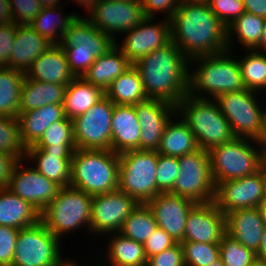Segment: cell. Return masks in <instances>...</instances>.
<instances>
[{
  "instance_id": "obj_6",
  "label": "cell",
  "mask_w": 266,
  "mask_h": 266,
  "mask_svg": "<svg viewBox=\"0 0 266 266\" xmlns=\"http://www.w3.org/2000/svg\"><path fill=\"white\" fill-rule=\"evenodd\" d=\"M176 113L187 123L201 149L209 151L235 138L230 123L213 99L187 94L176 106Z\"/></svg>"
},
{
  "instance_id": "obj_49",
  "label": "cell",
  "mask_w": 266,
  "mask_h": 266,
  "mask_svg": "<svg viewBox=\"0 0 266 266\" xmlns=\"http://www.w3.org/2000/svg\"><path fill=\"white\" fill-rule=\"evenodd\" d=\"M147 266H185L181 243L149 257Z\"/></svg>"
},
{
  "instance_id": "obj_42",
  "label": "cell",
  "mask_w": 266,
  "mask_h": 266,
  "mask_svg": "<svg viewBox=\"0 0 266 266\" xmlns=\"http://www.w3.org/2000/svg\"><path fill=\"white\" fill-rule=\"evenodd\" d=\"M185 266H209L220 258L219 243L181 242Z\"/></svg>"
},
{
  "instance_id": "obj_63",
  "label": "cell",
  "mask_w": 266,
  "mask_h": 266,
  "mask_svg": "<svg viewBox=\"0 0 266 266\" xmlns=\"http://www.w3.org/2000/svg\"><path fill=\"white\" fill-rule=\"evenodd\" d=\"M66 266H78V265H77V262L76 261L71 260Z\"/></svg>"
},
{
  "instance_id": "obj_23",
  "label": "cell",
  "mask_w": 266,
  "mask_h": 266,
  "mask_svg": "<svg viewBox=\"0 0 266 266\" xmlns=\"http://www.w3.org/2000/svg\"><path fill=\"white\" fill-rule=\"evenodd\" d=\"M111 150L121 154L140 150L139 120L133 105L114 104L111 122Z\"/></svg>"
},
{
  "instance_id": "obj_20",
  "label": "cell",
  "mask_w": 266,
  "mask_h": 266,
  "mask_svg": "<svg viewBox=\"0 0 266 266\" xmlns=\"http://www.w3.org/2000/svg\"><path fill=\"white\" fill-rule=\"evenodd\" d=\"M147 204L158 227L165 230L177 243L183 242L186 218L196 203L183 196L159 193Z\"/></svg>"
},
{
  "instance_id": "obj_43",
  "label": "cell",
  "mask_w": 266,
  "mask_h": 266,
  "mask_svg": "<svg viewBox=\"0 0 266 266\" xmlns=\"http://www.w3.org/2000/svg\"><path fill=\"white\" fill-rule=\"evenodd\" d=\"M220 258L224 266H250L256 261V253L225 234L220 243Z\"/></svg>"
},
{
  "instance_id": "obj_45",
  "label": "cell",
  "mask_w": 266,
  "mask_h": 266,
  "mask_svg": "<svg viewBox=\"0 0 266 266\" xmlns=\"http://www.w3.org/2000/svg\"><path fill=\"white\" fill-rule=\"evenodd\" d=\"M205 1L208 3L213 13L225 24L226 27L245 12L242 0Z\"/></svg>"
},
{
  "instance_id": "obj_52",
  "label": "cell",
  "mask_w": 266,
  "mask_h": 266,
  "mask_svg": "<svg viewBox=\"0 0 266 266\" xmlns=\"http://www.w3.org/2000/svg\"><path fill=\"white\" fill-rule=\"evenodd\" d=\"M64 54L75 77H82L95 61L94 52L64 51Z\"/></svg>"
},
{
  "instance_id": "obj_64",
  "label": "cell",
  "mask_w": 266,
  "mask_h": 266,
  "mask_svg": "<svg viewBox=\"0 0 266 266\" xmlns=\"http://www.w3.org/2000/svg\"><path fill=\"white\" fill-rule=\"evenodd\" d=\"M265 179H266V162H265ZM265 201H266V196H265Z\"/></svg>"
},
{
  "instance_id": "obj_61",
  "label": "cell",
  "mask_w": 266,
  "mask_h": 266,
  "mask_svg": "<svg viewBox=\"0 0 266 266\" xmlns=\"http://www.w3.org/2000/svg\"><path fill=\"white\" fill-rule=\"evenodd\" d=\"M209 266H224L221 258L215 260L214 262H212Z\"/></svg>"
},
{
  "instance_id": "obj_53",
  "label": "cell",
  "mask_w": 266,
  "mask_h": 266,
  "mask_svg": "<svg viewBox=\"0 0 266 266\" xmlns=\"http://www.w3.org/2000/svg\"><path fill=\"white\" fill-rule=\"evenodd\" d=\"M17 161L15 157L0 152V189L7 187L12 169Z\"/></svg>"
},
{
  "instance_id": "obj_26",
  "label": "cell",
  "mask_w": 266,
  "mask_h": 266,
  "mask_svg": "<svg viewBox=\"0 0 266 266\" xmlns=\"http://www.w3.org/2000/svg\"><path fill=\"white\" fill-rule=\"evenodd\" d=\"M132 65L115 44L105 54L96 58L82 77L105 92L111 83Z\"/></svg>"
},
{
  "instance_id": "obj_1",
  "label": "cell",
  "mask_w": 266,
  "mask_h": 266,
  "mask_svg": "<svg viewBox=\"0 0 266 266\" xmlns=\"http://www.w3.org/2000/svg\"><path fill=\"white\" fill-rule=\"evenodd\" d=\"M170 26L171 41L189 60L228 50L227 27L205 0H182Z\"/></svg>"
},
{
  "instance_id": "obj_15",
  "label": "cell",
  "mask_w": 266,
  "mask_h": 266,
  "mask_svg": "<svg viewBox=\"0 0 266 266\" xmlns=\"http://www.w3.org/2000/svg\"><path fill=\"white\" fill-rule=\"evenodd\" d=\"M137 205L132 197L119 190L94 195L91 200L90 232L98 233L96 236L119 232Z\"/></svg>"
},
{
  "instance_id": "obj_41",
  "label": "cell",
  "mask_w": 266,
  "mask_h": 266,
  "mask_svg": "<svg viewBox=\"0 0 266 266\" xmlns=\"http://www.w3.org/2000/svg\"><path fill=\"white\" fill-rule=\"evenodd\" d=\"M0 152L26 160L27 147L21 138L18 118L0 116Z\"/></svg>"
},
{
  "instance_id": "obj_56",
  "label": "cell",
  "mask_w": 266,
  "mask_h": 266,
  "mask_svg": "<svg viewBox=\"0 0 266 266\" xmlns=\"http://www.w3.org/2000/svg\"><path fill=\"white\" fill-rule=\"evenodd\" d=\"M257 260L266 262V227L263 231L260 247L256 253Z\"/></svg>"
},
{
  "instance_id": "obj_12",
  "label": "cell",
  "mask_w": 266,
  "mask_h": 266,
  "mask_svg": "<svg viewBox=\"0 0 266 266\" xmlns=\"http://www.w3.org/2000/svg\"><path fill=\"white\" fill-rule=\"evenodd\" d=\"M114 103L104 96L86 113L72 119L76 149L111 150Z\"/></svg>"
},
{
  "instance_id": "obj_7",
  "label": "cell",
  "mask_w": 266,
  "mask_h": 266,
  "mask_svg": "<svg viewBox=\"0 0 266 266\" xmlns=\"http://www.w3.org/2000/svg\"><path fill=\"white\" fill-rule=\"evenodd\" d=\"M258 93L244 89L228 92L215 98L235 137L260 142L266 139V110L258 101ZM259 102V103H258Z\"/></svg>"
},
{
  "instance_id": "obj_3",
  "label": "cell",
  "mask_w": 266,
  "mask_h": 266,
  "mask_svg": "<svg viewBox=\"0 0 266 266\" xmlns=\"http://www.w3.org/2000/svg\"><path fill=\"white\" fill-rule=\"evenodd\" d=\"M231 54L232 51L226 50L190 59L189 63L198 64V68L193 71L189 69L188 94L202 99H215L228 92L246 89L238 59L230 57Z\"/></svg>"
},
{
  "instance_id": "obj_57",
  "label": "cell",
  "mask_w": 266,
  "mask_h": 266,
  "mask_svg": "<svg viewBox=\"0 0 266 266\" xmlns=\"http://www.w3.org/2000/svg\"><path fill=\"white\" fill-rule=\"evenodd\" d=\"M255 51H258L260 53H266V21L264 24V30L262 32V37L259 43V46L255 49Z\"/></svg>"
},
{
  "instance_id": "obj_34",
  "label": "cell",
  "mask_w": 266,
  "mask_h": 266,
  "mask_svg": "<svg viewBox=\"0 0 266 266\" xmlns=\"http://www.w3.org/2000/svg\"><path fill=\"white\" fill-rule=\"evenodd\" d=\"M109 234L113 236L107 244L105 261L111 266H147L148 258L142 243L125 237L119 232Z\"/></svg>"
},
{
  "instance_id": "obj_5",
  "label": "cell",
  "mask_w": 266,
  "mask_h": 266,
  "mask_svg": "<svg viewBox=\"0 0 266 266\" xmlns=\"http://www.w3.org/2000/svg\"><path fill=\"white\" fill-rule=\"evenodd\" d=\"M118 178L119 156L112 150L73 152L70 186L94 196L118 190Z\"/></svg>"
},
{
  "instance_id": "obj_17",
  "label": "cell",
  "mask_w": 266,
  "mask_h": 266,
  "mask_svg": "<svg viewBox=\"0 0 266 266\" xmlns=\"http://www.w3.org/2000/svg\"><path fill=\"white\" fill-rule=\"evenodd\" d=\"M155 18H144L137 26L125 32L122 43L115 44L123 55L134 64L150 52L162 48L171 42L170 20L166 18L161 23H153ZM120 46V47H119Z\"/></svg>"
},
{
  "instance_id": "obj_47",
  "label": "cell",
  "mask_w": 266,
  "mask_h": 266,
  "mask_svg": "<svg viewBox=\"0 0 266 266\" xmlns=\"http://www.w3.org/2000/svg\"><path fill=\"white\" fill-rule=\"evenodd\" d=\"M19 229L0 225V265L12 266Z\"/></svg>"
},
{
  "instance_id": "obj_19",
  "label": "cell",
  "mask_w": 266,
  "mask_h": 266,
  "mask_svg": "<svg viewBox=\"0 0 266 266\" xmlns=\"http://www.w3.org/2000/svg\"><path fill=\"white\" fill-rule=\"evenodd\" d=\"M225 234V215L213 201L196 203L188 212L184 241L220 243Z\"/></svg>"
},
{
  "instance_id": "obj_16",
  "label": "cell",
  "mask_w": 266,
  "mask_h": 266,
  "mask_svg": "<svg viewBox=\"0 0 266 266\" xmlns=\"http://www.w3.org/2000/svg\"><path fill=\"white\" fill-rule=\"evenodd\" d=\"M23 162L18 160L14 164L6 188L41 213L55 199L61 187L31 166L23 168Z\"/></svg>"
},
{
  "instance_id": "obj_55",
  "label": "cell",
  "mask_w": 266,
  "mask_h": 266,
  "mask_svg": "<svg viewBox=\"0 0 266 266\" xmlns=\"http://www.w3.org/2000/svg\"><path fill=\"white\" fill-rule=\"evenodd\" d=\"M0 22L2 24L13 22L9 0H0Z\"/></svg>"
},
{
  "instance_id": "obj_35",
  "label": "cell",
  "mask_w": 266,
  "mask_h": 266,
  "mask_svg": "<svg viewBox=\"0 0 266 266\" xmlns=\"http://www.w3.org/2000/svg\"><path fill=\"white\" fill-rule=\"evenodd\" d=\"M62 7V5L43 7L36 18L28 24L34 31L46 38L51 44H60L66 29L71 22L79 16L78 13L62 16L63 12L60 13V11H58V9L63 10ZM53 13H56V15Z\"/></svg>"
},
{
  "instance_id": "obj_44",
  "label": "cell",
  "mask_w": 266,
  "mask_h": 266,
  "mask_svg": "<svg viewBox=\"0 0 266 266\" xmlns=\"http://www.w3.org/2000/svg\"><path fill=\"white\" fill-rule=\"evenodd\" d=\"M178 158L158 153L156 170L157 195L159 193H170L178 176Z\"/></svg>"
},
{
  "instance_id": "obj_58",
  "label": "cell",
  "mask_w": 266,
  "mask_h": 266,
  "mask_svg": "<svg viewBox=\"0 0 266 266\" xmlns=\"http://www.w3.org/2000/svg\"><path fill=\"white\" fill-rule=\"evenodd\" d=\"M74 1H76L77 4H80L81 6L83 5L85 9H87V11L88 10L90 11L99 0H74Z\"/></svg>"
},
{
  "instance_id": "obj_21",
  "label": "cell",
  "mask_w": 266,
  "mask_h": 266,
  "mask_svg": "<svg viewBox=\"0 0 266 266\" xmlns=\"http://www.w3.org/2000/svg\"><path fill=\"white\" fill-rule=\"evenodd\" d=\"M59 45L63 51L94 52L96 59L111 49L115 40L101 32L85 16L79 15L66 29Z\"/></svg>"
},
{
  "instance_id": "obj_2",
  "label": "cell",
  "mask_w": 266,
  "mask_h": 266,
  "mask_svg": "<svg viewBox=\"0 0 266 266\" xmlns=\"http://www.w3.org/2000/svg\"><path fill=\"white\" fill-rule=\"evenodd\" d=\"M138 70L148 99H159L175 106L188 94L189 59L171 41L137 60Z\"/></svg>"
},
{
  "instance_id": "obj_10",
  "label": "cell",
  "mask_w": 266,
  "mask_h": 266,
  "mask_svg": "<svg viewBox=\"0 0 266 266\" xmlns=\"http://www.w3.org/2000/svg\"><path fill=\"white\" fill-rule=\"evenodd\" d=\"M60 243L41 221L19 229L12 266H66L71 259L62 258Z\"/></svg>"
},
{
  "instance_id": "obj_38",
  "label": "cell",
  "mask_w": 266,
  "mask_h": 266,
  "mask_svg": "<svg viewBox=\"0 0 266 266\" xmlns=\"http://www.w3.org/2000/svg\"><path fill=\"white\" fill-rule=\"evenodd\" d=\"M25 73L0 67V116L18 118Z\"/></svg>"
},
{
  "instance_id": "obj_37",
  "label": "cell",
  "mask_w": 266,
  "mask_h": 266,
  "mask_svg": "<svg viewBox=\"0 0 266 266\" xmlns=\"http://www.w3.org/2000/svg\"><path fill=\"white\" fill-rule=\"evenodd\" d=\"M27 149H44L46 152L73 153L76 145L73 136V122L64 117L53 122L43 133L40 139Z\"/></svg>"
},
{
  "instance_id": "obj_32",
  "label": "cell",
  "mask_w": 266,
  "mask_h": 266,
  "mask_svg": "<svg viewBox=\"0 0 266 266\" xmlns=\"http://www.w3.org/2000/svg\"><path fill=\"white\" fill-rule=\"evenodd\" d=\"M66 86L25 78L21 88L19 111H30L48 104H63Z\"/></svg>"
},
{
  "instance_id": "obj_59",
  "label": "cell",
  "mask_w": 266,
  "mask_h": 266,
  "mask_svg": "<svg viewBox=\"0 0 266 266\" xmlns=\"http://www.w3.org/2000/svg\"><path fill=\"white\" fill-rule=\"evenodd\" d=\"M43 7L58 6L61 5L60 0H38Z\"/></svg>"
},
{
  "instance_id": "obj_8",
  "label": "cell",
  "mask_w": 266,
  "mask_h": 266,
  "mask_svg": "<svg viewBox=\"0 0 266 266\" xmlns=\"http://www.w3.org/2000/svg\"><path fill=\"white\" fill-rule=\"evenodd\" d=\"M92 197L70 185L62 187L55 199L40 213V221L59 240L66 233L85 225L90 232Z\"/></svg>"
},
{
  "instance_id": "obj_18",
  "label": "cell",
  "mask_w": 266,
  "mask_h": 266,
  "mask_svg": "<svg viewBox=\"0 0 266 266\" xmlns=\"http://www.w3.org/2000/svg\"><path fill=\"white\" fill-rule=\"evenodd\" d=\"M141 127L140 150L158 151L164 128L176 114V106L159 99H147L135 105Z\"/></svg>"
},
{
  "instance_id": "obj_48",
  "label": "cell",
  "mask_w": 266,
  "mask_h": 266,
  "mask_svg": "<svg viewBox=\"0 0 266 266\" xmlns=\"http://www.w3.org/2000/svg\"><path fill=\"white\" fill-rule=\"evenodd\" d=\"M177 242L162 228L157 227L143 243L147 258L156 255Z\"/></svg>"
},
{
  "instance_id": "obj_29",
  "label": "cell",
  "mask_w": 266,
  "mask_h": 266,
  "mask_svg": "<svg viewBox=\"0 0 266 266\" xmlns=\"http://www.w3.org/2000/svg\"><path fill=\"white\" fill-rule=\"evenodd\" d=\"M40 212L7 188L0 189V225L23 229L36 225Z\"/></svg>"
},
{
  "instance_id": "obj_28",
  "label": "cell",
  "mask_w": 266,
  "mask_h": 266,
  "mask_svg": "<svg viewBox=\"0 0 266 266\" xmlns=\"http://www.w3.org/2000/svg\"><path fill=\"white\" fill-rule=\"evenodd\" d=\"M72 155L73 153L46 152L44 149H27L25 161H34V169L62 188L71 183Z\"/></svg>"
},
{
  "instance_id": "obj_51",
  "label": "cell",
  "mask_w": 266,
  "mask_h": 266,
  "mask_svg": "<svg viewBox=\"0 0 266 266\" xmlns=\"http://www.w3.org/2000/svg\"><path fill=\"white\" fill-rule=\"evenodd\" d=\"M17 24L5 23L0 26V67L9 68V57L15 40Z\"/></svg>"
},
{
  "instance_id": "obj_46",
  "label": "cell",
  "mask_w": 266,
  "mask_h": 266,
  "mask_svg": "<svg viewBox=\"0 0 266 266\" xmlns=\"http://www.w3.org/2000/svg\"><path fill=\"white\" fill-rule=\"evenodd\" d=\"M9 4L16 24H30L43 8L38 0H9Z\"/></svg>"
},
{
  "instance_id": "obj_40",
  "label": "cell",
  "mask_w": 266,
  "mask_h": 266,
  "mask_svg": "<svg viewBox=\"0 0 266 266\" xmlns=\"http://www.w3.org/2000/svg\"><path fill=\"white\" fill-rule=\"evenodd\" d=\"M248 54L238 59L242 80L246 89L266 93L265 53L255 50L246 51ZM265 89V90H264Z\"/></svg>"
},
{
  "instance_id": "obj_27",
  "label": "cell",
  "mask_w": 266,
  "mask_h": 266,
  "mask_svg": "<svg viewBox=\"0 0 266 266\" xmlns=\"http://www.w3.org/2000/svg\"><path fill=\"white\" fill-rule=\"evenodd\" d=\"M65 117L63 104H48L35 110L19 111L21 138L26 147L34 145L44 131Z\"/></svg>"
},
{
  "instance_id": "obj_33",
  "label": "cell",
  "mask_w": 266,
  "mask_h": 266,
  "mask_svg": "<svg viewBox=\"0 0 266 266\" xmlns=\"http://www.w3.org/2000/svg\"><path fill=\"white\" fill-rule=\"evenodd\" d=\"M114 104L137 105L148 99L138 70L132 65L118 76L105 91Z\"/></svg>"
},
{
  "instance_id": "obj_4",
  "label": "cell",
  "mask_w": 266,
  "mask_h": 266,
  "mask_svg": "<svg viewBox=\"0 0 266 266\" xmlns=\"http://www.w3.org/2000/svg\"><path fill=\"white\" fill-rule=\"evenodd\" d=\"M208 154L215 185L253 175L260 171L266 162L264 143L249 138L235 137L229 142L211 148Z\"/></svg>"
},
{
  "instance_id": "obj_31",
  "label": "cell",
  "mask_w": 266,
  "mask_h": 266,
  "mask_svg": "<svg viewBox=\"0 0 266 266\" xmlns=\"http://www.w3.org/2000/svg\"><path fill=\"white\" fill-rule=\"evenodd\" d=\"M104 96L105 92L99 87L87 82L83 77H75L65 89L63 102L65 117L72 120L86 113Z\"/></svg>"
},
{
  "instance_id": "obj_9",
  "label": "cell",
  "mask_w": 266,
  "mask_h": 266,
  "mask_svg": "<svg viewBox=\"0 0 266 266\" xmlns=\"http://www.w3.org/2000/svg\"><path fill=\"white\" fill-rule=\"evenodd\" d=\"M118 190L138 204L148 203L157 195L158 152L130 150L118 154Z\"/></svg>"
},
{
  "instance_id": "obj_25",
  "label": "cell",
  "mask_w": 266,
  "mask_h": 266,
  "mask_svg": "<svg viewBox=\"0 0 266 266\" xmlns=\"http://www.w3.org/2000/svg\"><path fill=\"white\" fill-rule=\"evenodd\" d=\"M25 78L68 86L75 76L70 70L61 46L53 44L34 61L25 73Z\"/></svg>"
},
{
  "instance_id": "obj_62",
  "label": "cell",
  "mask_w": 266,
  "mask_h": 266,
  "mask_svg": "<svg viewBox=\"0 0 266 266\" xmlns=\"http://www.w3.org/2000/svg\"><path fill=\"white\" fill-rule=\"evenodd\" d=\"M250 266H266V262L256 259Z\"/></svg>"
},
{
  "instance_id": "obj_30",
  "label": "cell",
  "mask_w": 266,
  "mask_h": 266,
  "mask_svg": "<svg viewBox=\"0 0 266 266\" xmlns=\"http://www.w3.org/2000/svg\"><path fill=\"white\" fill-rule=\"evenodd\" d=\"M198 149L195 136L187 123L180 115L174 114L164 128L161 144L157 152L162 155L178 158L193 153Z\"/></svg>"
},
{
  "instance_id": "obj_24",
  "label": "cell",
  "mask_w": 266,
  "mask_h": 266,
  "mask_svg": "<svg viewBox=\"0 0 266 266\" xmlns=\"http://www.w3.org/2000/svg\"><path fill=\"white\" fill-rule=\"evenodd\" d=\"M53 44L28 24H17V31L9 57V68L26 73L34 61Z\"/></svg>"
},
{
  "instance_id": "obj_14",
  "label": "cell",
  "mask_w": 266,
  "mask_h": 266,
  "mask_svg": "<svg viewBox=\"0 0 266 266\" xmlns=\"http://www.w3.org/2000/svg\"><path fill=\"white\" fill-rule=\"evenodd\" d=\"M88 15L96 28L115 41L116 33L124 34L145 18L141 0H99Z\"/></svg>"
},
{
  "instance_id": "obj_36",
  "label": "cell",
  "mask_w": 266,
  "mask_h": 266,
  "mask_svg": "<svg viewBox=\"0 0 266 266\" xmlns=\"http://www.w3.org/2000/svg\"><path fill=\"white\" fill-rule=\"evenodd\" d=\"M266 18L244 12L227 26V46L232 51L231 43L237 37L244 49L255 50L260 43ZM233 35V36H232Z\"/></svg>"
},
{
  "instance_id": "obj_22",
  "label": "cell",
  "mask_w": 266,
  "mask_h": 266,
  "mask_svg": "<svg viewBox=\"0 0 266 266\" xmlns=\"http://www.w3.org/2000/svg\"><path fill=\"white\" fill-rule=\"evenodd\" d=\"M264 229L258 207L237 209L225 214L226 234L254 253L259 250Z\"/></svg>"
},
{
  "instance_id": "obj_60",
  "label": "cell",
  "mask_w": 266,
  "mask_h": 266,
  "mask_svg": "<svg viewBox=\"0 0 266 266\" xmlns=\"http://www.w3.org/2000/svg\"><path fill=\"white\" fill-rule=\"evenodd\" d=\"M259 211L262 216V221L264 223V227H266V201L264 200L259 206Z\"/></svg>"
},
{
  "instance_id": "obj_13",
  "label": "cell",
  "mask_w": 266,
  "mask_h": 266,
  "mask_svg": "<svg viewBox=\"0 0 266 266\" xmlns=\"http://www.w3.org/2000/svg\"><path fill=\"white\" fill-rule=\"evenodd\" d=\"M266 196L265 164L253 175L216 184L213 202L225 215L237 209L257 208Z\"/></svg>"
},
{
  "instance_id": "obj_50",
  "label": "cell",
  "mask_w": 266,
  "mask_h": 266,
  "mask_svg": "<svg viewBox=\"0 0 266 266\" xmlns=\"http://www.w3.org/2000/svg\"><path fill=\"white\" fill-rule=\"evenodd\" d=\"M182 0H141L146 18H156V13H165L167 20L173 16Z\"/></svg>"
},
{
  "instance_id": "obj_11",
  "label": "cell",
  "mask_w": 266,
  "mask_h": 266,
  "mask_svg": "<svg viewBox=\"0 0 266 266\" xmlns=\"http://www.w3.org/2000/svg\"><path fill=\"white\" fill-rule=\"evenodd\" d=\"M178 164V176L170 194L189 198L195 203L212 202L216 185L211 175L208 151L199 148L178 157Z\"/></svg>"
},
{
  "instance_id": "obj_54",
  "label": "cell",
  "mask_w": 266,
  "mask_h": 266,
  "mask_svg": "<svg viewBox=\"0 0 266 266\" xmlns=\"http://www.w3.org/2000/svg\"><path fill=\"white\" fill-rule=\"evenodd\" d=\"M245 12L266 18V0H242Z\"/></svg>"
},
{
  "instance_id": "obj_39",
  "label": "cell",
  "mask_w": 266,
  "mask_h": 266,
  "mask_svg": "<svg viewBox=\"0 0 266 266\" xmlns=\"http://www.w3.org/2000/svg\"><path fill=\"white\" fill-rule=\"evenodd\" d=\"M157 227L151 208L147 203H142L125 219L119 233L143 244Z\"/></svg>"
}]
</instances>
